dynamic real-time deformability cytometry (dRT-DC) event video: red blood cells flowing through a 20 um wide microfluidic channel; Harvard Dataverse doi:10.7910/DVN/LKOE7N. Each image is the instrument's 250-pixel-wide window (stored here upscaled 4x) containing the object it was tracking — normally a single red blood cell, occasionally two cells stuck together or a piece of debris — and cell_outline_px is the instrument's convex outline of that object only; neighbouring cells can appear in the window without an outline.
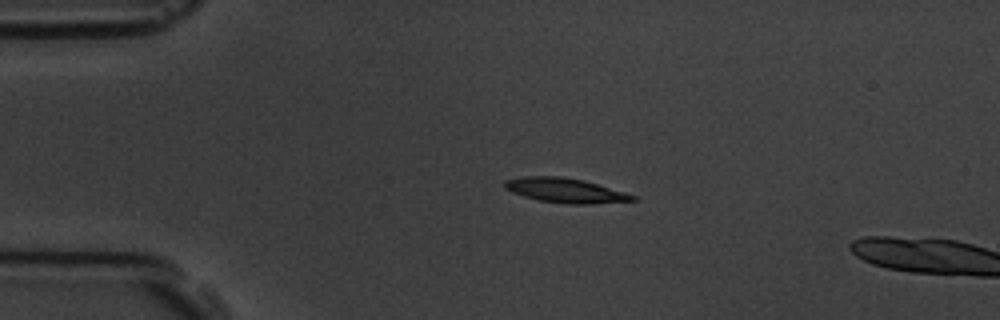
{"species": "common noctule bat (a hibernating species)", "species_latin": "Nyctalus noctula", "temperature_condition": "room temperature", "stored_images_in_passage": 3, "camera_frame_rate_fps": 3000, "um_per_image_px": 0.085, "animal": {"sex": "male", "body_mass_g": 19.5, "forearm_length_mm": 54.6}, "frame": {"image": 1, "passage_image": 2, "time_ms": 2.0, "image_size_px": [1000, 320], "cell_outline_px": [[636, 200], [592, 204], [568, 204], [540, 200], [524, 196], [512, 192], [504, 188], [504, 180], [524, 176], [564, 176], [584, 180], [624, 192], [636, 196]], "centroid_in_image_um": [48.03, 16.17], "position_along_channel_um": 37.0, "area_um2": 18.26}}